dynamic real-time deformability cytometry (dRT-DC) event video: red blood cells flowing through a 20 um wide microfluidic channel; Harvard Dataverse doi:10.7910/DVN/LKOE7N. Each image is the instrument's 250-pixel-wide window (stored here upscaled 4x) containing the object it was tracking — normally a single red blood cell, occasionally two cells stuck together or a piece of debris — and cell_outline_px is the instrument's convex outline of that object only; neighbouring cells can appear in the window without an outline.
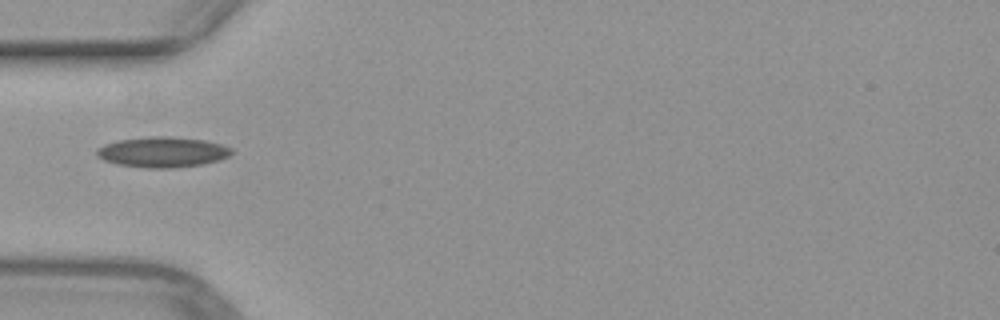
{"species": "common noctule bat (a hibernating species)", "species_latin": "Nyctalus noctula", "temperature_condition": "warm", "stored_images_in_passage": 35, "camera_frame_rate_fps": 3000, "um_per_image_px": 0.085, "animal": {"sex": "female", "body_mass_g": 29.2, "forearm_length_mm": 56.3}, "frame": {"image": 1, "passage_image": 1, "time_ms": 0.0, "image_size_px": [1000, 320], "cell_outline_px": [[232, 152], [228, 156], [220, 160], [204, 164], [176, 168], [148, 168], [116, 164], [104, 160], [96, 156], [96, 148], [104, 144], [120, 140], [148, 136], [172, 136], [204, 140], [220, 144], [232, 148]], "centroid_in_image_um": [13.8, 12.93], "position_along_channel_um": 71.2, "area_um2": 24.1}}
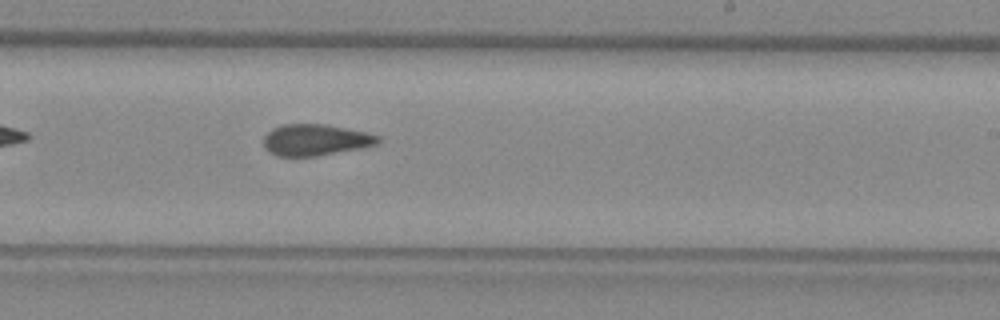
{"frame": {"image": 2, "passage_image": 15, "time_ms": 4.667, "image_size_px": [1000, 320], "cell_outline_px": [[380, 144], [364, 148], [316, 156], [276, 156], [268, 152], [264, 148], [264, 136], [272, 128], [284, 124], [324, 124], [368, 132], [380, 136]], "centroid_in_image_um": [26.85, 11.9], "position_along_channel_um": 262.2, "area_um2": 21.21}}
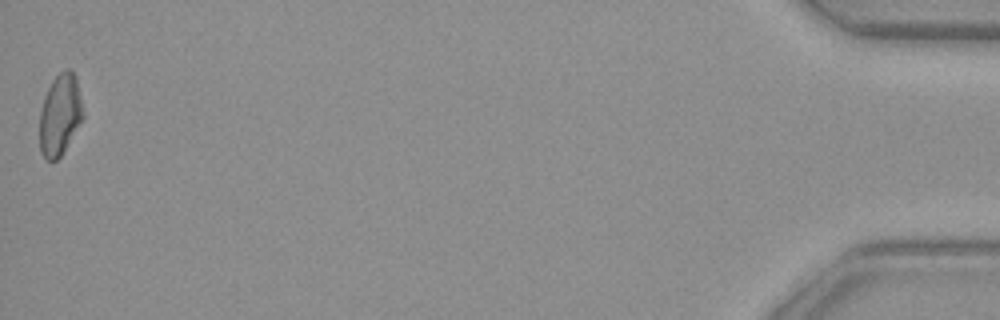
{"frame": {"image": 3, "passage_image": 35, "time_ms": 11.333, "image_size_px": [1000, 320], "cell_outline_px": [[84, 116], [60, 156], [56, 160], [48, 160], [40, 152], [40, 112], [44, 96], [52, 80], [64, 68], [68, 68], [76, 76], [84, 112]], "centroid_in_image_um": [5.1, 9.71], "position_along_channel_um": 430.1, "area_um2": 20.35}}